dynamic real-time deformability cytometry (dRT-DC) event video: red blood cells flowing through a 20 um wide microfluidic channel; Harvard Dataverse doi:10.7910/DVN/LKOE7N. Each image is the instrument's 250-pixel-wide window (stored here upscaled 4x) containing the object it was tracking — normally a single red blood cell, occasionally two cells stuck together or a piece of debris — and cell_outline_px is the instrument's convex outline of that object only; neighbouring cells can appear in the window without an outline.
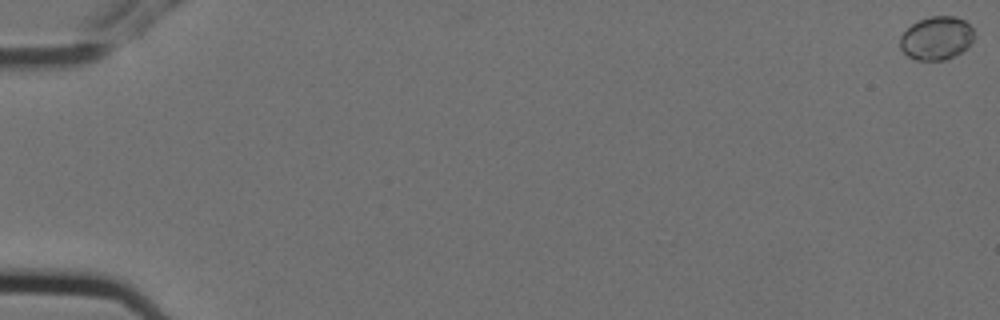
{"species": "Egyptian fruit bat (a non-hibernating species)", "species_latin": "Rousettus aegyptiacus", "temperature_condition": "cold", "stored_images_in_passage": 6, "camera_frame_rate_fps": 3000, "um_per_image_px": 0.085, "animal": {"sex": "female"}, "frame": {"image": 1, "passage_image": 1, "time_ms": 0.0, "image_size_px": [1000, 320], "cell_outline_px": [[972, 40], [968, 48], [944, 60], [916, 60], [908, 56], [900, 48], [900, 36], [912, 24], [920, 20], [932, 16], [956, 16], [964, 20], [972, 28]], "centroid_in_image_um": [79.59, 3.24], "position_along_channel_um": 5.4, "area_um2": 18.5}}